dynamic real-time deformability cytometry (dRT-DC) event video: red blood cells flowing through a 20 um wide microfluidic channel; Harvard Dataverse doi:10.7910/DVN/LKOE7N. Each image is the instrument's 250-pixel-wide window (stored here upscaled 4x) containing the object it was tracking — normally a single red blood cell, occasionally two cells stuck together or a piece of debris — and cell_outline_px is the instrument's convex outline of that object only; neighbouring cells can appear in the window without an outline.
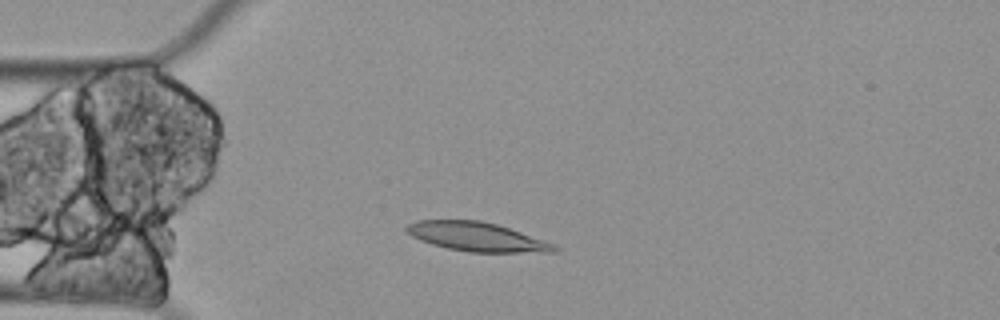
{"species": "Egyptian fruit bat (a non-hibernating species)", "species_latin": "Rousettus aegyptiacus", "temperature_condition": "cold", "stored_images_in_passage": 2, "camera_frame_rate_fps": 3000, "um_per_image_px": 0.085, "animal": {"sex": "female"}, "frame": {"image": 1, "passage_image": 2, "time_ms": 0.333, "image_size_px": [1000, 320], "cell_outline_px": [[560, 248], [556, 252], [468, 252], [448, 248], [432, 244], [420, 240], [412, 236], [404, 228], [408, 224], [416, 220], [480, 220], [496, 224], [556, 244]], "centroid_in_image_um": [40.54, 20.13], "position_along_channel_um": 44.5, "area_um2": 24.85}}